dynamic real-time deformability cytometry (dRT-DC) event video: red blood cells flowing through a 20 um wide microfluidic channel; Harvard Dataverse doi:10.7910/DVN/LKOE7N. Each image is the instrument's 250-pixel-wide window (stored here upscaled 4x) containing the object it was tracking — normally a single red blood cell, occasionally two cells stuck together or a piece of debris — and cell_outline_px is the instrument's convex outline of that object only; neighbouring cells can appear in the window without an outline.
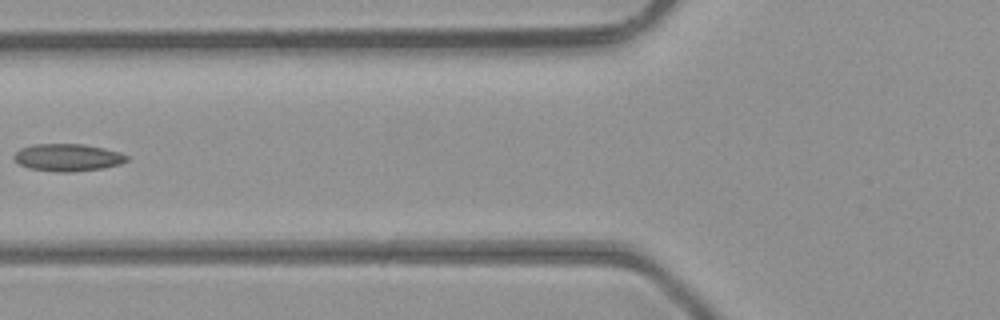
{"species": "common noctule bat (a hibernating species)", "species_latin": "Nyctalus noctula", "temperature_condition": "room temperature", "stored_images_in_passage": 4, "camera_frame_rate_fps": 3000, "um_per_image_px": 0.085, "animal": {"sex": "male", "body_mass_g": 23.1, "forearm_length_mm": 52.7}, "frame": {"image": 1, "passage_image": 4, "time_ms": 1.0, "image_size_px": [1000, 320], "cell_outline_px": [[128, 160], [120, 164], [104, 168], [72, 172], [56, 172], [28, 168], [20, 164], [12, 156], [20, 148], [32, 144], [84, 144], [104, 148], [120, 152], [128, 156]], "centroid_in_image_um": [5.76, 13.38], "position_along_channel_um": 120.0, "area_um2": 18.09}}